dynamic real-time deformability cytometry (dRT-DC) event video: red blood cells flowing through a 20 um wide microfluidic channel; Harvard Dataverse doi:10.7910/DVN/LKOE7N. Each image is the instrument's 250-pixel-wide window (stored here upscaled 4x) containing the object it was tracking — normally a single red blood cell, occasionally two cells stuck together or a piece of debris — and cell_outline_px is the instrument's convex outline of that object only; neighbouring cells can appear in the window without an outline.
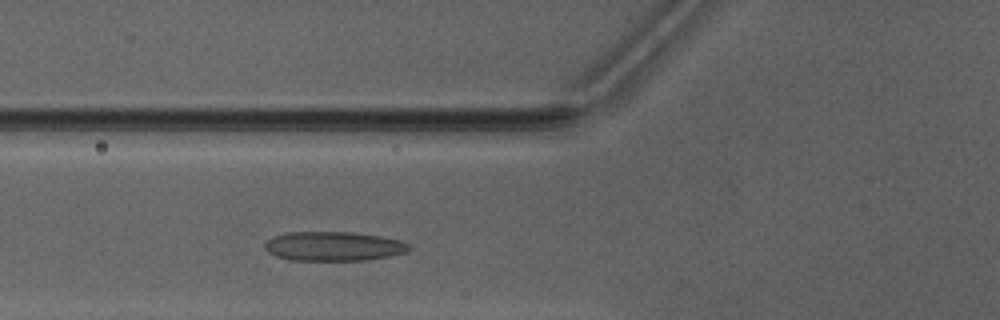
{"species": "Egyptian fruit bat (a non-hibernating species)", "species_latin": "Rousettus aegyptiacus", "temperature_condition": "warm", "stored_images_in_passage": 29, "camera_frame_rate_fps": 3000, "um_per_image_px": 0.085, "animal": {"sex": "male"}, "frame": {"image": 1, "passage_image": 8, "time_ms": 2.333, "image_size_px": [1000, 320], "cell_outline_px": [[412, 248], [408, 252], [388, 256], [364, 260], [292, 260], [276, 256], [268, 252], [264, 248], [264, 244], [272, 236], [288, 232], [352, 232], [380, 236], [400, 240], [412, 244]], "centroid_in_image_um": [28.38, 20.92], "position_along_channel_um": 97.4, "area_um2": 24.74}}
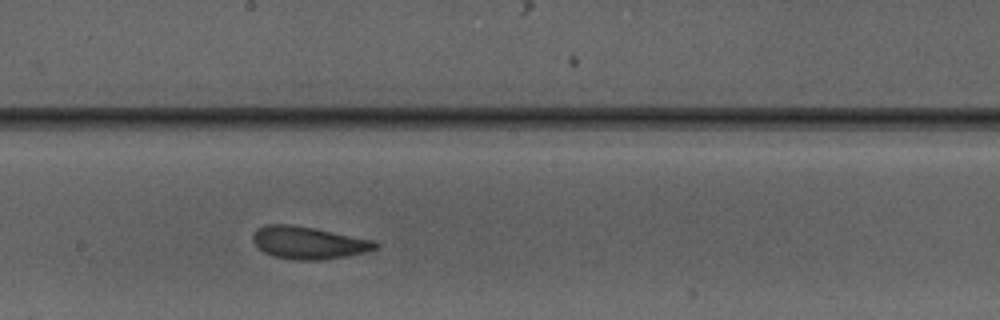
{"frame": {"image": 2, "passage_image": 17, "time_ms": 5.333, "image_size_px": [1000, 320], "cell_outline_px": [[380, 244], [376, 248], [368, 252], [348, 256], [320, 260], [296, 260], [272, 256], [264, 252], [252, 240], [252, 236], [256, 228], [264, 224], [288, 224], [316, 228], [376, 240]], "centroid_in_image_um": [26.26, 20.62], "position_along_channel_um": 221.9, "area_um2": 23.52}}
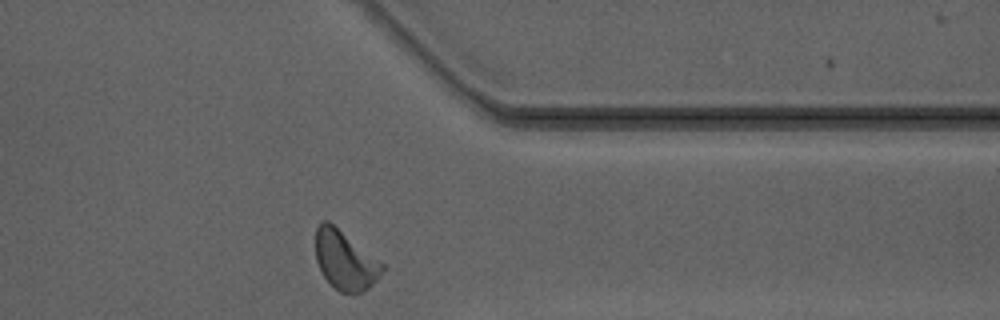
{"frame": {"image": 3, "passage_image": 29, "time_ms": 9.333, "image_size_px": [1000, 320], "cell_outline_px": [[388, 268], [368, 288], [360, 292], [340, 292], [324, 276], [316, 260], [316, 228], [320, 220], [328, 220], [388, 264]], "centroid_in_image_um": [29.4, 22.07], "position_along_channel_um": 382.0, "area_um2": 23.35}, "authors_computed_cell_mechanics": {"area_um2": 23.3512, "velocity_mm_per_s": 4.1478, "shape_relaxation_time_tau1_ms": 5.3256, "shape_relaxation_time_tau2_ms": 1.3253, "deformation_change_tau1": 0.1696, "deformation_change_tau2": 0.0842}}